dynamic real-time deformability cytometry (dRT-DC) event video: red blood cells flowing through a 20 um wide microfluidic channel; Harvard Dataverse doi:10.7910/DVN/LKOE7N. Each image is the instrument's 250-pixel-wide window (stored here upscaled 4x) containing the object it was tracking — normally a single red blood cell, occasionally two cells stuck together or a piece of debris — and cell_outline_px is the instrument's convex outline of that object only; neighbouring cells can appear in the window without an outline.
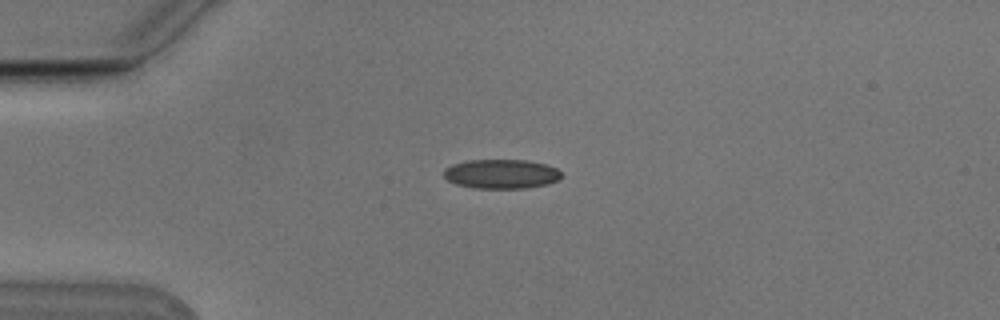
{"species": "Egyptian fruit bat (a non-hibernating species)", "species_latin": "Rousettus aegyptiacus", "temperature_condition": "cold", "stored_images_in_passage": 41, "camera_frame_rate_fps": 3000, "um_per_image_px": 0.085, "animal": {"sex": "male"}, "frame": {"image": 1, "passage_image": 1, "time_ms": 0.0, "image_size_px": [1000, 320], "cell_outline_px": [[560, 176], [556, 180], [548, 184], [528, 188], [476, 188], [456, 184], [448, 180], [444, 176], [444, 168], [452, 164], [468, 160], [528, 160], [544, 164], [556, 168], [560, 172]], "centroid_in_image_um": [42.58, 14.78], "position_along_channel_um": 42.4, "area_um2": 20.0}}
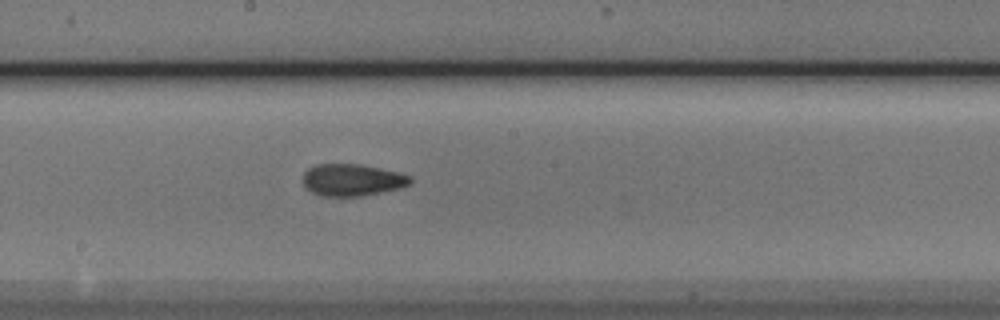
{"frame": {"image": 2, "passage_image": 17, "time_ms": 5.333, "image_size_px": [1000, 320], "cell_outline_px": [[412, 184], [400, 188], [360, 196], [324, 196], [312, 192], [304, 184], [304, 172], [308, 168], [316, 164], [360, 164], [400, 172], [412, 176]], "centroid_in_image_um": [29.98, 15.28], "position_along_channel_um": 218.2, "area_um2": 20.0}}
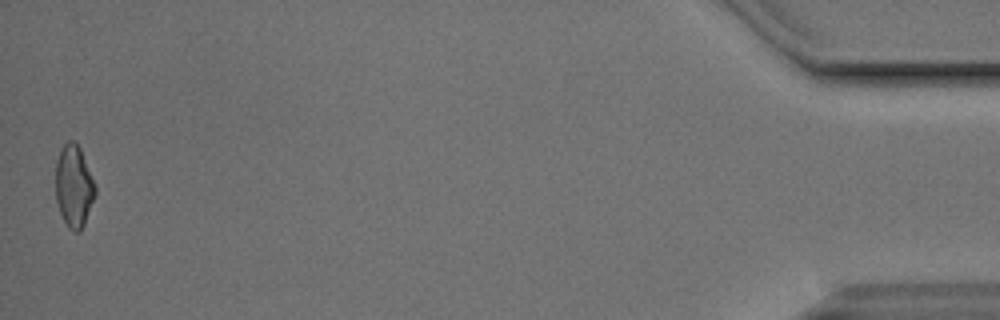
{"frame": {"image": 3, "passage_image": 41, "time_ms": 13.333, "image_size_px": [1000, 320], "cell_outline_px": [[96, 192], [84, 224], [80, 232], [72, 232], [68, 228], [60, 212], [56, 200], [56, 160], [60, 148], [68, 140], [72, 140], [80, 148], [96, 188]], "centroid_in_image_um": [6.26, 15.83], "position_along_channel_um": 428.9, "area_um2": 18.79}, "authors_computed_cell_mechanics": {"area_um2": 19.5364, "velocity_mm_per_s": 3.7995, "shape_relaxation_time_tau1_ms": 2.1801, "shape_relaxation_time_tau2_ms": 1.9444, "deformation_change_tau1": 0.1175, "deformation_change_tau2": 0.0962}}